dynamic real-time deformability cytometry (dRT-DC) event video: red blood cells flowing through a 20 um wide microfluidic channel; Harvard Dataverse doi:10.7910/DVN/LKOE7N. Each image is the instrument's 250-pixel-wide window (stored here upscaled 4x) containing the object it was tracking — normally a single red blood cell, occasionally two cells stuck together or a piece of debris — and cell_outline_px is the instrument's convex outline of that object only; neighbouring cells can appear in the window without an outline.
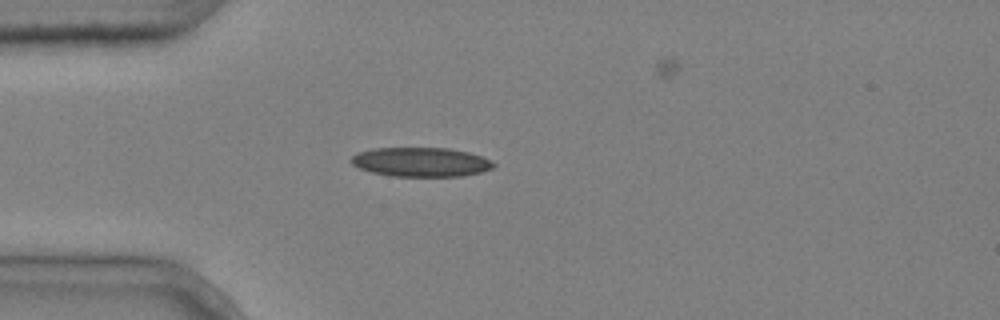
{"species": "common noctule bat (a hibernating species)", "species_latin": "Nyctalus noctula", "temperature_condition": "cold", "stored_images_in_passage": 2, "camera_frame_rate_fps": 3000, "um_per_image_px": 0.085, "animal": {"sex": "male", "body_mass_g": 20.4}, "frame": {"image": 1, "passage_image": 1, "time_ms": 0.0, "image_size_px": [1000, 320], "cell_outline_px": [[496, 164], [492, 168], [480, 172], [460, 176], [392, 176], [372, 172], [360, 168], [352, 164], [352, 156], [360, 152], [372, 148], [448, 148], [468, 152], [480, 156]], "centroid_in_image_um": [35.77, 13.77], "position_along_channel_um": 49.2, "area_um2": 23.93}}